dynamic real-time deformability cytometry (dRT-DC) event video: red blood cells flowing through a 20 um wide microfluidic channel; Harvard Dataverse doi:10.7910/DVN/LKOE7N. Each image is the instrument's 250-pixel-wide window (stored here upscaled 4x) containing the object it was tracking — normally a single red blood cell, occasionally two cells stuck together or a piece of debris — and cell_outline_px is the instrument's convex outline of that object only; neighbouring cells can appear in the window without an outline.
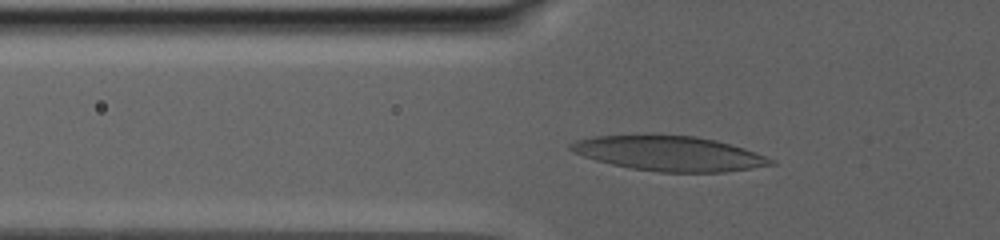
{"species": "human", "species_latin": "Homo sapiens", "temperature_condition": "warm", "stored_images_in_passage": 81, "camera_frame_rate_fps": 3000, "um_per_image_px": 0.085, "donor": {"sex": "male"}, "frame": {"image": 1, "passage_image": 3, "time_ms": 0.333, "image_size_px": [1000, 240], "cell_outline_px": [[776, 164], [752, 168], [724, 172], [660, 172], [632, 168], [612, 164], [596, 160], [572, 152], [568, 148], [568, 144], [576, 140], [596, 136], [648, 132], [696, 136], [716, 140], [744, 148], [756, 152], [776, 160]], "centroid_in_image_um": [56.85, 13.0], "position_along_channel_um": 68.9, "area_um2": 41.62}}
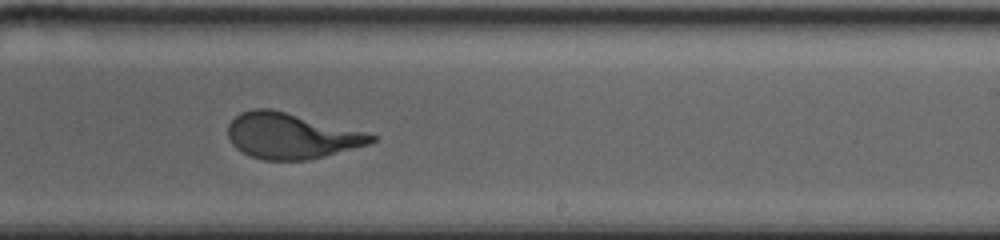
{"frame": {"image": 2, "passage_image": 45, "time_ms": 8.0, "image_size_px": [1000, 240], "cell_outline_px": [[380, 136], [376, 140], [368, 144], [324, 156], [308, 160], [264, 160], [252, 156], [236, 148], [232, 144], [228, 136], [228, 124], [240, 112], [252, 108], [268, 108]], "centroid_in_image_um": [24.71, 11.55], "position_along_channel_um": 264.3, "area_um2": 37.57}}
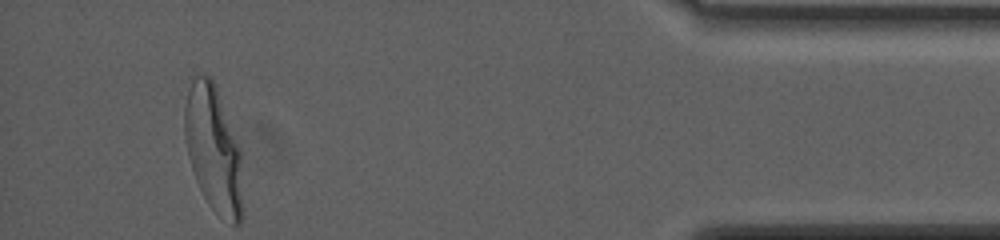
{"frame": {"image": 3, "passage_image": 80, "time_ms": 15.667, "image_size_px": [1000, 240], "cell_outline_px": [[244, 216], [240, 224], [232, 224], [216, 212], [208, 204], [196, 180], [188, 156], [184, 136], [184, 108], [188, 76], [196, 72], [208, 76], [216, 84], [240, 148], [244, 208]], "centroid_in_image_um": [18.13, 12.61], "position_along_channel_um": 417.1, "area_um2": 43.87}, "authors_computed_cell_mechanics": {"area_um2": 39.1884, "velocity_mm_per_s": 2.625, "shape_relaxation_time_tau1_ms": 6.4063, "shape_relaxation_time_tau2_ms": null, "deformation_change_tau1": 0.2429, "deformation_change_tau2": null}}